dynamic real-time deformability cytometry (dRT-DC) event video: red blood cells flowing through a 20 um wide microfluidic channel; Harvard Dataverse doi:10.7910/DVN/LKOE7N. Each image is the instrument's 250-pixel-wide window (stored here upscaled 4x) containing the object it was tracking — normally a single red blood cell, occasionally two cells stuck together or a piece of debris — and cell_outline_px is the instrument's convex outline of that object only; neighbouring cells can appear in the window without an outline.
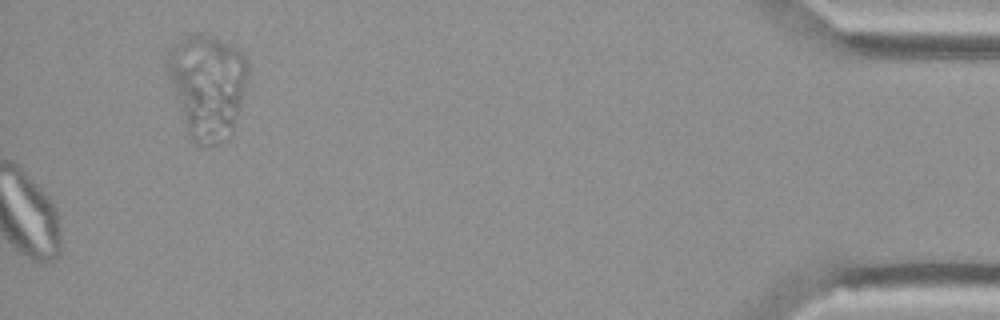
{"species": "Egyptian fruit bat (a non-hibernating species)", "species_latin": "Rousettus aegyptiacus", "temperature_condition": "cold", "stored_images_in_passage": 46, "camera_frame_rate_fps": 3000, "um_per_image_px": 0.085, "animal": {"sex": "female"}, "frame": {"image": 1, "passage_image": 46, "time_ms": 15.0, "image_size_px": [1000, 320], "cell_outline_px": [[252, 68], [232, 132], [228, 140], [216, 144], [196, 144], [188, 136], [164, 64], [164, 60], [168, 48], [172, 44], [196, 32], [216, 36], [240, 48], [248, 60]], "centroid_in_image_um": [17.65, 7.23], "position_along_channel_um": 417.6, "area_um2": 50.29}}